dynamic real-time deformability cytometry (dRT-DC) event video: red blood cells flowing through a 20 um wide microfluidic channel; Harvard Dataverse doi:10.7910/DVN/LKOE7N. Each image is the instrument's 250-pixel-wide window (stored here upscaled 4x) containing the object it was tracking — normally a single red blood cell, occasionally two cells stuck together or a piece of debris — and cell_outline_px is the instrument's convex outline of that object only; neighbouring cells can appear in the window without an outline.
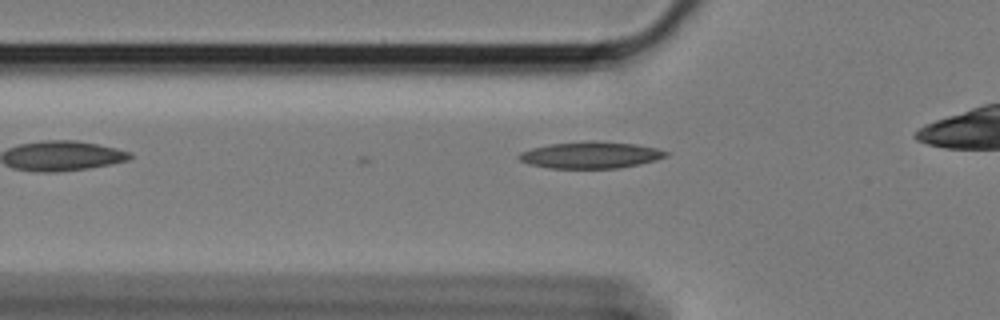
{"species": "Egyptian fruit bat (a non-hibernating species)", "species_latin": "Rousettus aegyptiacus", "temperature_condition": "cold", "stored_images_in_passage": 4, "camera_frame_rate_fps": 3000, "um_per_image_px": 0.085, "animal": {"sex": "female"}, "frame": {"image": 1, "passage_image": 4, "time_ms": 1.0, "image_size_px": [1000, 320], "cell_outline_px": [[668, 156], [656, 160], [640, 164], [620, 168], [552, 168], [532, 164], [520, 160], [516, 156], [520, 152], [532, 148], [552, 144], [584, 140], [596, 140], [636, 144], [656, 148], [668, 152]], "centroid_in_image_um": [50.24, 13.16], "position_along_channel_um": 75.6, "area_um2": 22.89}}